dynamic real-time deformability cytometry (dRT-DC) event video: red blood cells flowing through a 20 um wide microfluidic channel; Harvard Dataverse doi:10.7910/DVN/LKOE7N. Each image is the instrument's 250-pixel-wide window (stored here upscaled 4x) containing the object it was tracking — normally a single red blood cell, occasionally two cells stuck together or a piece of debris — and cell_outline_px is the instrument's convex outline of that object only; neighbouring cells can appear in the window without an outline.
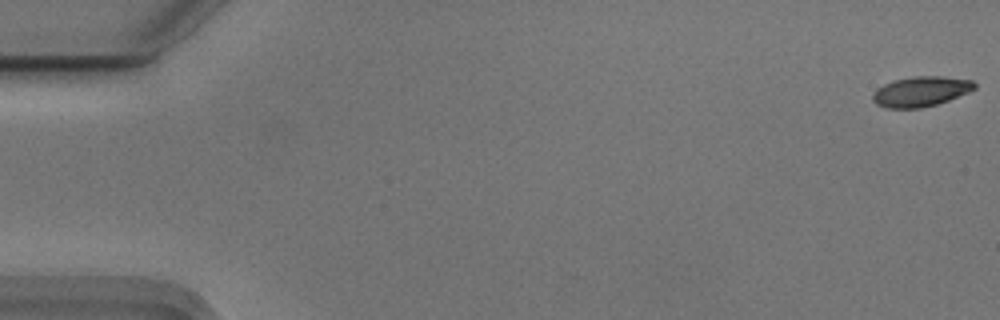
{"species": "Egyptian fruit bat (a non-hibernating species)", "species_latin": "Rousettus aegyptiacus", "temperature_condition": "cold", "stored_images_in_passage": 15, "camera_frame_rate_fps": 3000, "um_per_image_px": 0.085, "animal": {"sex": "male"}, "frame": {"image": 1, "passage_image": 1, "time_ms": 0.0, "image_size_px": [1000, 320], "cell_outline_px": [[976, 88], [968, 92], [948, 100], [936, 104], [920, 108], [888, 108], [876, 104], [872, 100], [872, 92], [876, 88], [884, 84], [896, 80], [912, 76], [944, 76], [972, 80], [976, 84]], "centroid_in_image_um": [78.25, 7.77], "position_along_channel_um": 6.8, "area_um2": 17.86}}
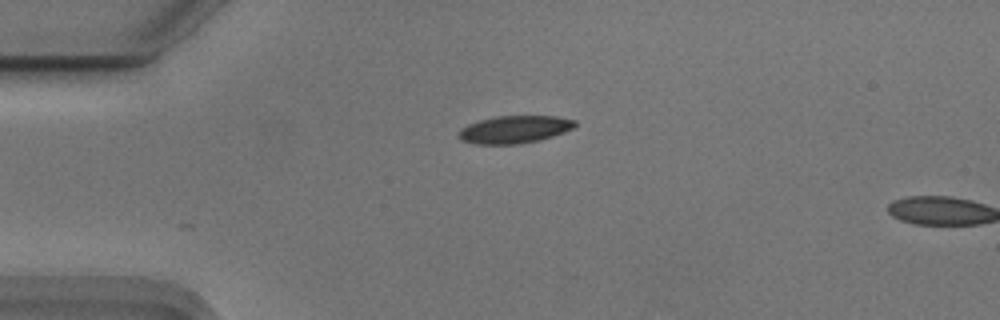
{"frame": {"image": 2, "passage_image": 14, "time_ms": 4.333, "image_size_px": [1000, 320], "cell_outline_px": [[576, 124], [572, 128], [564, 132], [540, 140], [520, 144], [476, 144], [460, 140], [460, 128], [468, 124], [480, 120], [496, 116], [556, 116], [576, 120]], "centroid_in_image_um": [43.73, 11.0], "position_along_channel_um": 41.3, "area_um2": 18.61}}